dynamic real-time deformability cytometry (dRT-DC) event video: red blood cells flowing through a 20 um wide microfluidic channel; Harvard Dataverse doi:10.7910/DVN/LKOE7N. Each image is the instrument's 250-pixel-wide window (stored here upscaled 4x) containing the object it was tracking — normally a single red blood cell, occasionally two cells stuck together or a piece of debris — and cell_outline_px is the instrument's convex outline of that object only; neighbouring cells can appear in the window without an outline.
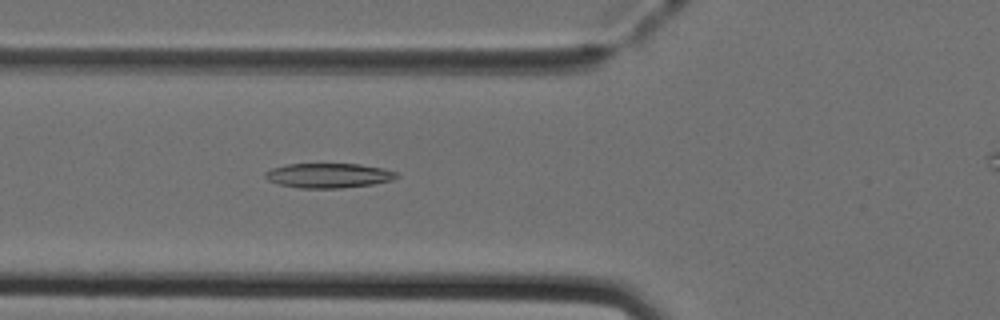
{"species": "Egyptian fruit bat (a non-hibernating species)", "species_latin": "Rousettus aegyptiacus", "temperature_condition": "cold", "stored_images_in_passage": 46, "camera_frame_rate_fps": 3000, "um_per_image_px": 0.085, "animal": {"sex": "female"}, "frame": {"image": 1, "passage_image": 19, "time_ms": 6.0, "image_size_px": [1000, 320], "cell_outline_px": [[400, 176], [392, 180], [372, 184], [344, 188], [300, 188], [280, 184], [268, 180], [264, 176], [264, 172], [272, 168], [288, 164], [360, 164], [384, 168], [396, 172]], "centroid_in_image_um": [27.95, 14.92], "position_along_channel_um": 97.9, "area_um2": 18.9}}
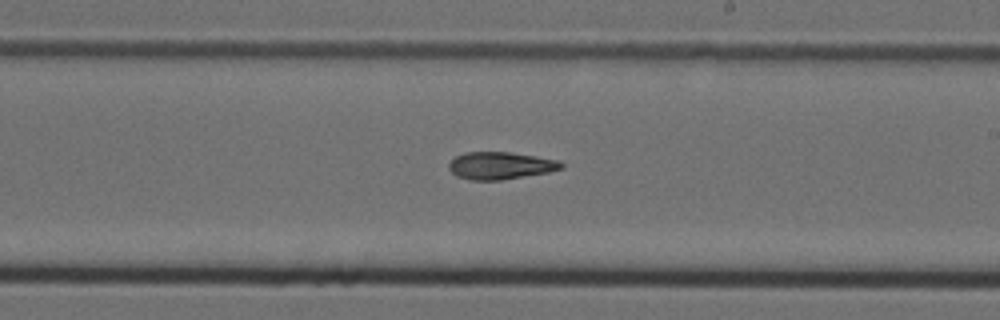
{"frame": {"image": 2, "passage_image": 30, "time_ms": 9.667, "image_size_px": [1000, 320], "cell_outline_px": [[564, 168], [548, 172], [500, 180], [472, 180], [456, 176], [448, 168], [448, 164], [456, 156], [464, 152], [512, 152], [560, 160], [564, 164]], "centroid_in_image_um": [42.55, 14.07], "position_along_channel_um": 246.4, "area_um2": 17.98}}
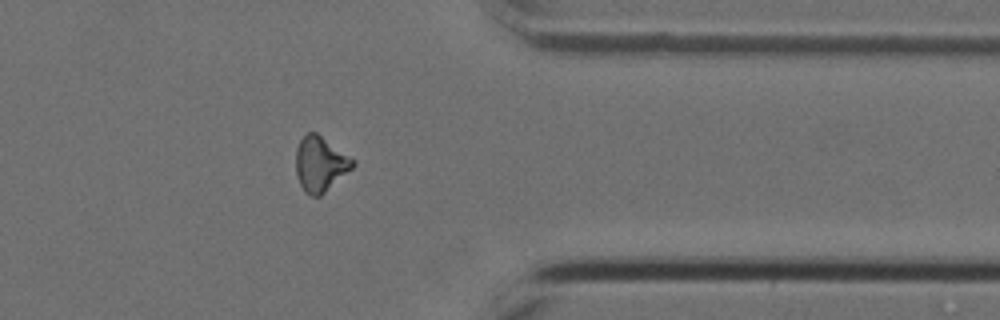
{"frame": {"image": 3, "passage_image": 41, "time_ms": 13.333, "image_size_px": [1000, 320], "cell_outline_px": [[356, 164], [352, 168], [320, 196], [308, 196], [304, 192], [296, 176], [296, 148], [300, 140], [308, 132], [316, 132], [356, 160]], "centroid_in_image_um": [27.22, 13.94], "position_along_channel_um": 384.2, "area_um2": 18.26}}